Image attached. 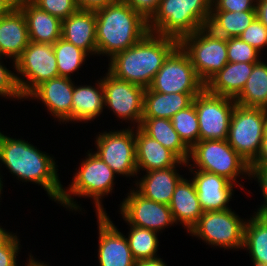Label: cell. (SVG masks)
I'll return each mask as SVG.
<instances>
[{
	"label": "cell",
	"mask_w": 267,
	"mask_h": 266,
	"mask_svg": "<svg viewBox=\"0 0 267 266\" xmlns=\"http://www.w3.org/2000/svg\"><path fill=\"white\" fill-rule=\"evenodd\" d=\"M39 150L31 142L13 138L0 131V167L2 165L18 181L41 186L58 203L62 189L55 158Z\"/></svg>",
	"instance_id": "1"
},
{
	"label": "cell",
	"mask_w": 267,
	"mask_h": 266,
	"mask_svg": "<svg viewBox=\"0 0 267 266\" xmlns=\"http://www.w3.org/2000/svg\"><path fill=\"white\" fill-rule=\"evenodd\" d=\"M178 45L175 38L149 32L142 40L109 59L106 69L115 77L146 89Z\"/></svg>",
	"instance_id": "2"
},
{
	"label": "cell",
	"mask_w": 267,
	"mask_h": 266,
	"mask_svg": "<svg viewBox=\"0 0 267 266\" xmlns=\"http://www.w3.org/2000/svg\"><path fill=\"white\" fill-rule=\"evenodd\" d=\"M97 56L111 59L142 40L148 33V20L122 0L95 11Z\"/></svg>",
	"instance_id": "3"
},
{
	"label": "cell",
	"mask_w": 267,
	"mask_h": 266,
	"mask_svg": "<svg viewBox=\"0 0 267 266\" xmlns=\"http://www.w3.org/2000/svg\"><path fill=\"white\" fill-rule=\"evenodd\" d=\"M90 151L88 150L86 157L80 162L78 170L75 168L76 172L68 187L62 189L57 204L75 213L82 212V204H78L74 197H88L93 200L95 214L102 215L106 214L102 200L114 192L116 174L92 149Z\"/></svg>",
	"instance_id": "4"
},
{
	"label": "cell",
	"mask_w": 267,
	"mask_h": 266,
	"mask_svg": "<svg viewBox=\"0 0 267 266\" xmlns=\"http://www.w3.org/2000/svg\"><path fill=\"white\" fill-rule=\"evenodd\" d=\"M211 0H161L148 19L150 33L180 41L184 36L207 27Z\"/></svg>",
	"instance_id": "5"
},
{
	"label": "cell",
	"mask_w": 267,
	"mask_h": 266,
	"mask_svg": "<svg viewBox=\"0 0 267 266\" xmlns=\"http://www.w3.org/2000/svg\"><path fill=\"white\" fill-rule=\"evenodd\" d=\"M187 167L188 170H202L223 176L242 190L245 186L241 181L238 183V178L249 180L251 173V166L227 140H199L190 149Z\"/></svg>",
	"instance_id": "6"
},
{
	"label": "cell",
	"mask_w": 267,
	"mask_h": 266,
	"mask_svg": "<svg viewBox=\"0 0 267 266\" xmlns=\"http://www.w3.org/2000/svg\"><path fill=\"white\" fill-rule=\"evenodd\" d=\"M267 110L235 105L227 142L252 166L259 158L265 136Z\"/></svg>",
	"instance_id": "7"
},
{
	"label": "cell",
	"mask_w": 267,
	"mask_h": 266,
	"mask_svg": "<svg viewBox=\"0 0 267 266\" xmlns=\"http://www.w3.org/2000/svg\"><path fill=\"white\" fill-rule=\"evenodd\" d=\"M246 221L233 209L203 212L188 234L211 248L239 251L243 247Z\"/></svg>",
	"instance_id": "8"
},
{
	"label": "cell",
	"mask_w": 267,
	"mask_h": 266,
	"mask_svg": "<svg viewBox=\"0 0 267 266\" xmlns=\"http://www.w3.org/2000/svg\"><path fill=\"white\" fill-rule=\"evenodd\" d=\"M179 45L188 54L199 79L205 84L227 63V38L204 27L184 36Z\"/></svg>",
	"instance_id": "9"
},
{
	"label": "cell",
	"mask_w": 267,
	"mask_h": 266,
	"mask_svg": "<svg viewBox=\"0 0 267 266\" xmlns=\"http://www.w3.org/2000/svg\"><path fill=\"white\" fill-rule=\"evenodd\" d=\"M14 64L18 88L24 100L41 83L59 77L52 44L30 41Z\"/></svg>",
	"instance_id": "10"
},
{
	"label": "cell",
	"mask_w": 267,
	"mask_h": 266,
	"mask_svg": "<svg viewBox=\"0 0 267 266\" xmlns=\"http://www.w3.org/2000/svg\"><path fill=\"white\" fill-rule=\"evenodd\" d=\"M100 133V134H99ZM94 153L104 161L117 175L129 179L138 178L136 152H135V127L122 130H106L98 132L95 138Z\"/></svg>",
	"instance_id": "11"
},
{
	"label": "cell",
	"mask_w": 267,
	"mask_h": 266,
	"mask_svg": "<svg viewBox=\"0 0 267 266\" xmlns=\"http://www.w3.org/2000/svg\"><path fill=\"white\" fill-rule=\"evenodd\" d=\"M104 75L102 76L104 108L112 111L117 119L130 123V127H140L145 88L119 79L108 70Z\"/></svg>",
	"instance_id": "12"
},
{
	"label": "cell",
	"mask_w": 267,
	"mask_h": 266,
	"mask_svg": "<svg viewBox=\"0 0 267 266\" xmlns=\"http://www.w3.org/2000/svg\"><path fill=\"white\" fill-rule=\"evenodd\" d=\"M149 88L161 93H200L205 84L188 54L178 45L164 60Z\"/></svg>",
	"instance_id": "13"
},
{
	"label": "cell",
	"mask_w": 267,
	"mask_h": 266,
	"mask_svg": "<svg viewBox=\"0 0 267 266\" xmlns=\"http://www.w3.org/2000/svg\"><path fill=\"white\" fill-rule=\"evenodd\" d=\"M193 103L199 123V140H227L235 100L209 93L204 88Z\"/></svg>",
	"instance_id": "14"
},
{
	"label": "cell",
	"mask_w": 267,
	"mask_h": 266,
	"mask_svg": "<svg viewBox=\"0 0 267 266\" xmlns=\"http://www.w3.org/2000/svg\"><path fill=\"white\" fill-rule=\"evenodd\" d=\"M126 195L119 204V214L127 225L162 233L176 224L169 205L144 198L133 186Z\"/></svg>",
	"instance_id": "15"
},
{
	"label": "cell",
	"mask_w": 267,
	"mask_h": 266,
	"mask_svg": "<svg viewBox=\"0 0 267 266\" xmlns=\"http://www.w3.org/2000/svg\"><path fill=\"white\" fill-rule=\"evenodd\" d=\"M98 223L97 256L99 266H134L135 260L126 236L111 221L109 215H96Z\"/></svg>",
	"instance_id": "16"
},
{
	"label": "cell",
	"mask_w": 267,
	"mask_h": 266,
	"mask_svg": "<svg viewBox=\"0 0 267 266\" xmlns=\"http://www.w3.org/2000/svg\"><path fill=\"white\" fill-rule=\"evenodd\" d=\"M74 81L67 77H57L41 83L25 100L41 101L47 112L61 124L71 123Z\"/></svg>",
	"instance_id": "17"
},
{
	"label": "cell",
	"mask_w": 267,
	"mask_h": 266,
	"mask_svg": "<svg viewBox=\"0 0 267 266\" xmlns=\"http://www.w3.org/2000/svg\"><path fill=\"white\" fill-rule=\"evenodd\" d=\"M189 172L203 212L231 209L229 203L234 196L233 188H238L237 185L217 174L202 170Z\"/></svg>",
	"instance_id": "18"
},
{
	"label": "cell",
	"mask_w": 267,
	"mask_h": 266,
	"mask_svg": "<svg viewBox=\"0 0 267 266\" xmlns=\"http://www.w3.org/2000/svg\"><path fill=\"white\" fill-rule=\"evenodd\" d=\"M187 167V162L180 161L176 166L165 169L143 172V176L135 179L134 189L144 198L169 205L174 190L184 175L179 174L181 166ZM179 167V169H177Z\"/></svg>",
	"instance_id": "19"
},
{
	"label": "cell",
	"mask_w": 267,
	"mask_h": 266,
	"mask_svg": "<svg viewBox=\"0 0 267 266\" xmlns=\"http://www.w3.org/2000/svg\"><path fill=\"white\" fill-rule=\"evenodd\" d=\"M30 43L27 22L23 12L15 7L0 19V57L10 59L12 66Z\"/></svg>",
	"instance_id": "20"
},
{
	"label": "cell",
	"mask_w": 267,
	"mask_h": 266,
	"mask_svg": "<svg viewBox=\"0 0 267 266\" xmlns=\"http://www.w3.org/2000/svg\"><path fill=\"white\" fill-rule=\"evenodd\" d=\"M17 7L26 18L31 42L53 45L61 38L62 20L41 10L30 0H17Z\"/></svg>",
	"instance_id": "21"
},
{
	"label": "cell",
	"mask_w": 267,
	"mask_h": 266,
	"mask_svg": "<svg viewBox=\"0 0 267 266\" xmlns=\"http://www.w3.org/2000/svg\"><path fill=\"white\" fill-rule=\"evenodd\" d=\"M135 152L139 176L143 171L169 168L181 161L172 151L146 135L139 127L135 128Z\"/></svg>",
	"instance_id": "22"
},
{
	"label": "cell",
	"mask_w": 267,
	"mask_h": 266,
	"mask_svg": "<svg viewBox=\"0 0 267 266\" xmlns=\"http://www.w3.org/2000/svg\"><path fill=\"white\" fill-rule=\"evenodd\" d=\"M65 41L97 56L95 11L78 10L62 20V36Z\"/></svg>",
	"instance_id": "23"
},
{
	"label": "cell",
	"mask_w": 267,
	"mask_h": 266,
	"mask_svg": "<svg viewBox=\"0 0 267 266\" xmlns=\"http://www.w3.org/2000/svg\"><path fill=\"white\" fill-rule=\"evenodd\" d=\"M169 208L176 225H183V229L189 233L203 214L192 179L183 177L179 181L169 203Z\"/></svg>",
	"instance_id": "24"
},
{
	"label": "cell",
	"mask_w": 267,
	"mask_h": 266,
	"mask_svg": "<svg viewBox=\"0 0 267 266\" xmlns=\"http://www.w3.org/2000/svg\"><path fill=\"white\" fill-rule=\"evenodd\" d=\"M75 85L72 98L71 123H88L100 117L104 108L102 76L96 83Z\"/></svg>",
	"instance_id": "25"
},
{
	"label": "cell",
	"mask_w": 267,
	"mask_h": 266,
	"mask_svg": "<svg viewBox=\"0 0 267 266\" xmlns=\"http://www.w3.org/2000/svg\"><path fill=\"white\" fill-rule=\"evenodd\" d=\"M255 64L228 62L205 83V89L209 93L235 99L241 93Z\"/></svg>",
	"instance_id": "26"
},
{
	"label": "cell",
	"mask_w": 267,
	"mask_h": 266,
	"mask_svg": "<svg viewBox=\"0 0 267 266\" xmlns=\"http://www.w3.org/2000/svg\"><path fill=\"white\" fill-rule=\"evenodd\" d=\"M199 93H161L149 87L144 92L143 117L171 119L193 103Z\"/></svg>",
	"instance_id": "27"
},
{
	"label": "cell",
	"mask_w": 267,
	"mask_h": 266,
	"mask_svg": "<svg viewBox=\"0 0 267 266\" xmlns=\"http://www.w3.org/2000/svg\"><path fill=\"white\" fill-rule=\"evenodd\" d=\"M139 128L146 135L172 151L181 161H188L190 149L173 128L171 119L142 118Z\"/></svg>",
	"instance_id": "28"
},
{
	"label": "cell",
	"mask_w": 267,
	"mask_h": 266,
	"mask_svg": "<svg viewBox=\"0 0 267 266\" xmlns=\"http://www.w3.org/2000/svg\"><path fill=\"white\" fill-rule=\"evenodd\" d=\"M257 62L241 93L234 99L236 104L267 110V62Z\"/></svg>",
	"instance_id": "29"
},
{
	"label": "cell",
	"mask_w": 267,
	"mask_h": 266,
	"mask_svg": "<svg viewBox=\"0 0 267 266\" xmlns=\"http://www.w3.org/2000/svg\"><path fill=\"white\" fill-rule=\"evenodd\" d=\"M255 18L256 11H211L207 28L224 38L239 37Z\"/></svg>",
	"instance_id": "30"
},
{
	"label": "cell",
	"mask_w": 267,
	"mask_h": 266,
	"mask_svg": "<svg viewBox=\"0 0 267 266\" xmlns=\"http://www.w3.org/2000/svg\"><path fill=\"white\" fill-rule=\"evenodd\" d=\"M251 216L246 221L242 249L249 253L250 260L267 264V223L259 215Z\"/></svg>",
	"instance_id": "31"
},
{
	"label": "cell",
	"mask_w": 267,
	"mask_h": 266,
	"mask_svg": "<svg viewBox=\"0 0 267 266\" xmlns=\"http://www.w3.org/2000/svg\"><path fill=\"white\" fill-rule=\"evenodd\" d=\"M53 51L57 59L59 77L72 78L71 76L75 72L79 74V68L90 57L86 51L65 41L63 38L58 39L53 44Z\"/></svg>",
	"instance_id": "32"
},
{
	"label": "cell",
	"mask_w": 267,
	"mask_h": 266,
	"mask_svg": "<svg viewBox=\"0 0 267 266\" xmlns=\"http://www.w3.org/2000/svg\"><path fill=\"white\" fill-rule=\"evenodd\" d=\"M128 226L130 229L126 238L135 261L160 257L157 255L160 244L159 233L142 227Z\"/></svg>",
	"instance_id": "33"
},
{
	"label": "cell",
	"mask_w": 267,
	"mask_h": 266,
	"mask_svg": "<svg viewBox=\"0 0 267 266\" xmlns=\"http://www.w3.org/2000/svg\"><path fill=\"white\" fill-rule=\"evenodd\" d=\"M171 122L175 131L189 149L199 141V123L194 103L178 111L172 116Z\"/></svg>",
	"instance_id": "34"
},
{
	"label": "cell",
	"mask_w": 267,
	"mask_h": 266,
	"mask_svg": "<svg viewBox=\"0 0 267 266\" xmlns=\"http://www.w3.org/2000/svg\"><path fill=\"white\" fill-rule=\"evenodd\" d=\"M263 53L244 42L240 37L227 38V57L231 63H257Z\"/></svg>",
	"instance_id": "35"
},
{
	"label": "cell",
	"mask_w": 267,
	"mask_h": 266,
	"mask_svg": "<svg viewBox=\"0 0 267 266\" xmlns=\"http://www.w3.org/2000/svg\"><path fill=\"white\" fill-rule=\"evenodd\" d=\"M43 11L64 20L79 10L77 0H30Z\"/></svg>",
	"instance_id": "36"
},
{
	"label": "cell",
	"mask_w": 267,
	"mask_h": 266,
	"mask_svg": "<svg viewBox=\"0 0 267 266\" xmlns=\"http://www.w3.org/2000/svg\"><path fill=\"white\" fill-rule=\"evenodd\" d=\"M2 60L0 57V97L25 101L18 88L15 73L6 67Z\"/></svg>",
	"instance_id": "37"
},
{
	"label": "cell",
	"mask_w": 267,
	"mask_h": 266,
	"mask_svg": "<svg viewBox=\"0 0 267 266\" xmlns=\"http://www.w3.org/2000/svg\"><path fill=\"white\" fill-rule=\"evenodd\" d=\"M260 53L267 49V28L256 17L253 22L239 36Z\"/></svg>",
	"instance_id": "38"
},
{
	"label": "cell",
	"mask_w": 267,
	"mask_h": 266,
	"mask_svg": "<svg viewBox=\"0 0 267 266\" xmlns=\"http://www.w3.org/2000/svg\"><path fill=\"white\" fill-rule=\"evenodd\" d=\"M256 0H211V11H256Z\"/></svg>",
	"instance_id": "39"
},
{
	"label": "cell",
	"mask_w": 267,
	"mask_h": 266,
	"mask_svg": "<svg viewBox=\"0 0 267 266\" xmlns=\"http://www.w3.org/2000/svg\"><path fill=\"white\" fill-rule=\"evenodd\" d=\"M19 236L16 234L2 247L0 248V266H18L17 256L20 254Z\"/></svg>",
	"instance_id": "40"
},
{
	"label": "cell",
	"mask_w": 267,
	"mask_h": 266,
	"mask_svg": "<svg viewBox=\"0 0 267 266\" xmlns=\"http://www.w3.org/2000/svg\"><path fill=\"white\" fill-rule=\"evenodd\" d=\"M255 180L264 198L257 209H267V165H252L250 180Z\"/></svg>",
	"instance_id": "41"
},
{
	"label": "cell",
	"mask_w": 267,
	"mask_h": 266,
	"mask_svg": "<svg viewBox=\"0 0 267 266\" xmlns=\"http://www.w3.org/2000/svg\"><path fill=\"white\" fill-rule=\"evenodd\" d=\"M128 4L133 10L142 14L147 20L157 10L161 0H122Z\"/></svg>",
	"instance_id": "42"
},
{
	"label": "cell",
	"mask_w": 267,
	"mask_h": 266,
	"mask_svg": "<svg viewBox=\"0 0 267 266\" xmlns=\"http://www.w3.org/2000/svg\"><path fill=\"white\" fill-rule=\"evenodd\" d=\"M117 0H77L79 10L96 11L104 8Z\"/></svg>",
	"instance_id": "43"
},
{
	"label": "cell",
	"mask_w": 267,
	"mask_h": 266,
	"mask_svg": "<svg viewBox=\"0 0 267 266\" xmlns=\"http://www.w3.org/2000/svg\"><path fill=\"white\" fill-rule=\"evenodd\" d=\"M256 17L267 28V0H256Z\"/></svg>",
	"instance_id": "44"
},
{
	"label": "cell",
	"mask_w": 267,
	"mask_h": 266,
	"mask_svg": "<svg viewBox=\"0 0 267 266\" xmlns=\"http://www.w3.org/2000/svg\"><path fill=\"white\" fill-rule=\"evenodd\" d=\"M15 7H17V0H0V19L8 15Z\"/></svg>",
	"instance_id": "45"
},
{
	"label": "cell",
	"mask_w": 267,
	"mask_h": 266,
	"mask_svg": "<svg viewBox=\"0 0 267 266\" xmlns=\"http://www.w3.org/2000/svg\"><path fill=\"white\" fill-rule=\"evenodd\" d=\"M253 165H267V118H266V125H265V136H264V143L261 154L258 160Z\"/></svg>",
	"instance_id": "46"
},
{
	"label": "cell",
	"mask_w": 267,
	"mask_h": 266,
	"mask_svg": "<svg viewBox=\"0 0 267 266\" xmlns=\"http://www.w3.org/2000/svg\"><path fill=\"white\" fill-rule=\"evenodd\" d=\"M134 266H168L162 258L135 261Z\"/></svg>",
	"instance_id": "47"
},
{
	"label": "cell",
	"mask_w": 267,
	"mask_h": 266,
	"mask_svg": "<svg viewBox=\"0 0 267 266\" xmlns=\"http://www.w3.org/2000/svg\"><path fill=\"white\" fill-rule=\"evenodd\" d=\"M15 234L17 233H13L0 225V248H2Z\"/></svg>",
	"instance_id": "48"
},
{
	"label": "cell",
	"mask_w": 267,
	"mask_h": 266,
	"mask_svg": "<svg viewBox=\"0 0 267 266\" xmlns=\"http://www.w3.org/2000/svg\"><path fill=\"white\" fill-rule=\"evenodd\" d=\"M30 254V255H29ZM28 256L29 258H27L28 261H26V266H50L49 263L47 262H43L40 260H37V258L33 257V255L31 253H29Z\"/></svg>",
	"instance_id": "49"
},
{
	"label": "cell",
	"mask_w": 267,
	"mask_h": 266,
	"mask_svg": "<svg viewBox=\"0 0 267 266\" xmlns=\"http://www.w3.org/2000/svg\"><path fill=\"white\" fill-rule=\"evenodd\" d=\"M253 214L259 215L267 223V209H255Z\"/></svg>",
	"instance_id": "50"
},
{
	"label": "cell",
	"mask_w": 267,
	"mask_h": 266,
	"mask_svg": "<svg viewBox=\"0 0 267 266\" xmlns=\"http://www.w3.org/2000/svg\"><path fill=\"white\" fill-rule=\"evenodd\" d=\"M2 178H4V177L1 175V171H0V199H2L1 198V196H2L1 194H3L2 191H3V186H4L3 185V179Z\"/></svg>",
	"instance_id": "51"
},
{
	"label": "cell",
	"mask_w": 267,
	"mask_h": 266,
	"mask_svg": "<svg viewBox=\"0 0 267 266\" xmlns=\"http://www.w3.org/2000/svg\"><path fill=\"white\" fill-rule=\"evenodd\" d=\"M253 266H267V264L257 261V260H251Z\"/></svg>",
	"instance_id": "52"
}]
</instances>
